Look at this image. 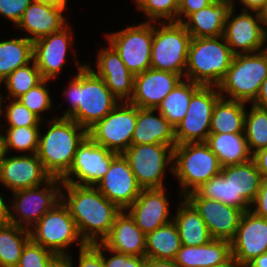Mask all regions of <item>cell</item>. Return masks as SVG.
<instances>
[{
    "instance_id": "6da1fadb",
    "label": "cell",
    "mask_w": 267,
    "mask_h": 267,
    "mask_svg": "<svg viewBox=\"0 0 267 267\" xmlns=\"http://www.w3.org/2000/svg\"><path fill=\"white\" fill-rule=\"evenodd\" d=\"M62 189L66 193L61 191V201L75 220L81 238L86 244L101 242L122 210L94 186L63 183Z\"/></svg>"
},
{
    "instance_id": "7a4b0ae2",
    "label": "cell",
    "mask_w": 267,
    "mask_h": 267,
    "mask_svg": "<svg viewBox=\"0 0 267 267\" xmlns=\"http://www.w3.org/2000/svg\"><path fill=\"white\" fill-rule=\"evenodd\" d=\"M77 74L69 81L63 95L70 107L61 117H68L87 130L103 119L120 102L86 64L76 62Z\"/></svg>"
},
{
    "instance_id": "3957f363",
    "label": "cell",
    "mask_w": 267,
    "mask_h": 267,
    "mask_svg": "<svg viewBox=\"0 0 267 267\" xmlns=\"http://www.w3.org/2000/svg\"><path fill=\"white\" fill-rule=\"evenodd\" d=\"M49 128L39 134L37 156L45 171L61 179L72 165L78 146L88 136V130L68 117L47 121Z\"/></svg>"
},
{
    "instance_id": "277c9868",
    "label": "cell",
    "mask_w": 267,
    "mask_h": 267,
    "mask_svg": "<svg viewBox=\"0 0 267 267\" xmlns=\"http://www.w3.org/2000/svg\"><path fill=\"white\" fill-rule=\"evenodd\" d=\"M234 54L224 36L191 38L185 79L201 86H217L231 66Z\"/></svg>"
},
{
    "instance_id": "5b68a950",
    "label": "cell",
    "mask_w": 267,
    "mask_h": 267,
    "mask_svg": "<svg viewBox=\"0 0 267 267\" xmlns=\"http://www.w3.org/2000/svg\"><path fill=\"white\" fill-rule=\"evenodd\" d=\"M267 77V52L234 55L231 66L217 86L221 97L253 103Z\"/></svg>"
},
{
    "instance_id": "8992f818",
    "label": "cell",
    "mask_w": 267,
    "mask_h": 267,
    "mask_svg": "<svg viewBox=\"0 0 267 267\" xmlns=\"http://www.w3.org/2000/svg\"><path fill=\"white\" fill-rule=\"evenodd\" d=\"M218 157L205 142L176 144L173 148V174L181 186L180 197L194 192L221 172Z\"/></svg>"
},
{
    "instance_id": "52a82bcc",
    "label": "cell",
    "mask_w": 267,
    "mask_h": 267,
    "mask_svg": "<svg viewBox=\"0 0 267 267\" xmlns=\"http://www.w3.org/2000/svg\"><path fill=\"white\" fill-rule=\"evenodd\" d=\"M158 26V27H157ZM191 35L182 23L154 22L151 68L185 77Z\"/></svg>"
},
{
    "instance_id": "ba28073f",
    "label": "cell",
    "mask_w": 267,
    "mask_h": 267,
    "mask_svg": "<svg viewBox=\"0 0 267 267\" xmlns=\"http://www.w3.org/2000/svg\"><path fill=\"white\" fill-rule=\"evenodd\" d=\"M62 185L59 178L51 177L40 186L13 192L14 203L7 206V222L28 230L32 228L44 214L61 202Z\"/></svg>"
},
{
    "instance_id": "9c48e42d",
    "label": "cell",
    "mask_w": 267,
    "mask_h": 267,
    "mask_svg": "<svg viewBox=\"0 0 267 267\" xmlns=\"http://www.w3.org/2000/svg\"><path fill=\"white\" fill-rule=\"evenodd\" d=\"M29 233L33 242L54 252L59 258L70 254L67 250L76 241L79 243V249L87 245L78 232L75 220L62 201L44 214L29 229Z\"/></svg>"
},
{
    "instance_id": "30bf717a",
    "label": "cell",
    "mask_w": 267,
    "mask_h": 267,
    "mask_svg": "<svg viewBox=\"0 0 267 267\" xmlns=\"http://www.w3.org/2000/svg\"><path fill=\"white\" fill-rule=\"evenodd\" d=\"M142 189L164 188V175L173 172V148L162 144L131 145L123 153Z\"/></svg>"
},
{
    "instance_id": "8fae6325",
    "label": "cell",
    "mask_w": 267,
    "mask_h": 267,
    "mask_svg": "<svg viewBox=\"0 0 267 267\" xmlns=\"http://www.w3.org/2000/svg\"><path fill=\"white\" fill-rule=\"evenodd\" d=\"M154 24L142 22L108 34L106 40L135 76L151 68Z\"/></svg>"
},
{
    "instance_id": "7c38bea8",
    "label": "cell",
    "mask_w": 267,
    "mask_h": 267,
    "mask_svg": "<svg viewBox=\"0 0 267 267\" xmlns=\"http://www.w3.org/2000/svg\"><path fill=\"white\" fill-rule=\"evenodd\" d=\"M137 121V106L129 102L118 105L88 129V136L100 146L123 153L131 146Z\"/></svg>"
},
{
    "instance_id": "4fadbf2b",
    "label": "cell",
    "mask_w": 267,
    "mask_h": 267,
    "mask_svg": "<svg viewBox=\"0 0 267 267\" xmlns=\"http://www.w3.org/2000/svg\"><path fill=\"white\" fill-rule=\"evenodd\" d=\"M214 86H201L191 97L186 115L175 128L177 144L205 142L216 102L221 98Z\"/></svg>"
},
{
    "instance_id": "5bb4252c",
    "label": "cell",
    "mask_w": 267,
    "mask_h": 267,
    "mask_svg": "<svg viewBox=\"0 0 267 267\" xmlns=\"http://www.w3.org/2000/svg\"><path fill=\"white\" fill-rule=\"evenodd\" d=\"M116 154L87 136L78 146L68 172L60 180L63 183L95 187L107 174L110 163Z\"/></svg>"
},
{
    "instance_id": "9a60e30c",
    "label": "cell",
    "mask_w": 267,
    "mask_h": 267,
    "mask_svg": "<svg viewBox=\"0 0 267 267\" xmlns=\"http://www.w3.org/2000/svg\"><path fill=\"white\" fill-rule=\"evenodd\" d=\"M234 10L235 8L229 15L223 34L233 54L254 53L264 50L265 22L262 13L242 10L235 16Z\"/></svg>"
},
{
    "instance_id": "2e32d148",
    "label": "cell",
    "mask_w": 267,
    "mask_h": 267,
    "mask_svg": "<svg viewBox=\"0 0 267 267\" xmlns=\"http://www.w3.org/2000/svg\"><path fill=\"white\" fill-rule=\"evenodd\" d=\"M95 187L121 210H126L142 190L122 153L113 157L107 174Z\"/></svg>"
},
{
    "instance_id": "e0dca14e",
    "label": "cell",
    "mask_w": 267,
    "mask_h": 267,
    "mask_svg": "<svg viewBox=\"0 0 267 267\" xmlns=\"http://www.w3.org/2000/svg\"><path fill=\"white\" fill-rule=\"evenodd\" d=\"M230 243L232 255L246 267L256 257L267 253V219L250 210L244 212Z\"/></svg>"
},
{
    "instance_id": "ac0fdd59",
    "label": "cell",
    "mask_w": 267,
    "mask_h": 267,
    "mask_svg": "<svg viewBox=\"0 0 267 267\" xmlns=\"http://www.w3.org/2000/svg\"><path fill=\"white\" fill-rule=\"evenodd\" d=\"M50 178L37 154L26 153L10 157L6 154L0 164V183L12 193L40 186Z\"/></svg>"
},
{
    "instance_id": "d6986e66",
    "label": "cell",
    "mask_w": 267,
    "mask_h": 267,
    "mask_svg": "<svg viewBox=\"0 0 267 267\" xmlns=\"http://www.w3.org/2000/svg\"><path fill=\"white\" fill-rule=\"evenodd\" d=\"M185 198L199 212L213 239L231 241L237 231L242 210L217 200L200 197L195 191Z\"/></svg>"
},
{
    "instance_id": "ffe728a7",
    "label": "cell",
    "mask_w": 267,
    "mask_h": 267,
    "mask_svg": "<svg viewBox=\"0 0 267 267\" xmlns=\"http://www.w3.org/2000/svg\"><path fill=\"white\" fill-rule=\"evenodd\" d=\"M69 26L33 42V60L45 80L57 77L66 63L67 50L74 43Z\"/></svg>"
},
{
    "instance_id": "44dd1931",
    "label": "cell",
    "mask_w": 267,
    "mask_h": 267,
    "mask_svg": "<svg viewBox=\"0 0 267 267\" xmlns=\"http://www.w3.org/2000/svg\"><path fill=\"white\" fill-rule=\"evenodd\" d=\"M169 204L165 188L142 189L126 211L146 235L173 220V217L170 218Z\"/></svg>"
},
{
    "instance_id": "7402d4cb",
    "label": "cell",
    "mask_w": 267,
    "mask_h": 267,
    "mask_svg": "<svg viewBox=\"0 0 267 267\" xmlns=\"http://www.w3.org/2000/svg\"><path fill=\"white\" fill-rule=\"evenodd\" d=\"M183 79L169 71L149 68L134 77V91L129 103L143 109H157L162 100Z\"/></svg>"
},
{
    "instance_id": "603a6c76",
    "label": "cell",
    "mask_w": 267,
    "mask_h": 267,
    "mask_svg": "<svg viewBox=\"0 0 267 267\" xmlns=\"http://www.w3.org/2000/svg\"><path fill=\"white\" fill-rule=\"evenodd\" d=\"M97 71L86 65L100 78L120 102H129L134 91V75L127 69L119 54L108 44L101 48L96 59Z\"/></svg>"
},
{
    "instance_id": "cb8c5ba5",
    "label": "cell",
    "mask_w": 267,
    "mask_h": 267,
    "mask_svg": "<svg viewBox=\"0 0 267 267\" xmlns=\"http://www.w3.org/2000/svg\"><path fill=\"white\" fill-rule=\"evenodd\" d=\"M220 174L231 183L232 207L243 212L250 210L262 179L255 160L223 166Z\"/></svg>"
},
{
    "instance_id": "d4e9b609",
    "label": "cell",
    "mask_w": 267,
    "mask_h": 267,
    "mask_svg": "<svg viewBox=\"0 0 267 267\" xmlns=\"http://www.w3.org/2000/svg\"><path fill=\"white\" fill-rule=\"evenodd\" d=\"M65 10L47 3L31 2L16 25L32 42L61 30L68 22Z\"/></svg>"
},
{
    "instance_id": "484cf974",
    "label": "cell",
    "mask_w": 267,
    "mask_h": 267,
    "mask_svg": "<svg viewBox=\"0 0 267 267\" xmlns=\"http://www.w3.org/2000/svg\"><path fill=\"white\" fill-rule=\"evenodd\" d=\"M145 239L146 235L136 226L134 219L126 210H122L116 216L109 234L101 243L108 250L145 257Z\"/></svg>"
},
{
    "instance_id": "4316f807",
    "label": "cell",
    "mask_w": 267,
    "mask_h": 267,
    "mask_svg": "<svg viewBox=\"0 0 267 267\" xmlns=\"http://www.w3.org/2000/svg\"><path fill=\"white\" fill-rule=\"evenodd\" d=\"M157 112L158 116L154 115ZM162 144L172 148L177 144L175 128L156 109L137 107V121L131 145Z\"/></svg>"
},
{
    "instance_id": "83f0119b",
    "label": "cell",
    "mask_w": 267,
    "mask_h": 267,
    "mask_svg": "<svg viewBox=\"0 0 267 267\" xmlns=\"http://www.w3.org/2000/svg\"><path fill=\"white\" fill-rule=\"evenodd\" d=\"M233 9L232 2H212L205 8L192 13L182 24L191 38L220 37Z\"/></svg>"
},
{
    "instance_id": "f1b7e54d",
    "label": "cell",
    "mask_w": 267,
    "mask_h": 267,
    "mask_svg": "<svg viewBox=\"0 0 267 267\" xmlns=\"http://www.w3.org/2000/svg\"><path fill=\"white\" fill-rule=\"evenodd\" d=\"M231 255L230 241L212 239L202 246L181 245L174 261L179 267H213Z\"/></svg>"
},
{
    "instance_id": "f546056e",
    "label": "cell",
    "mask_w": 267,
    "mask_h": 267,
    "mask_svg": "<svg viewBox=\"0 0 267 267\" xmlns=\"http://www.w3.org/2000/svg\"><path fill=\"white\" fill-rule=\"evenodd\" d=\"M181 200L173 216L181 245L202 246L209 243L213 238L199 212L185 197Z\"/></svg>"
},
{
    "instance_id": "4dcf8cb0",
    "label": "cell",
    "mask_w": 267,
    "mask_h": 267,
    "mask_svg": "<svg viewBox=\"0 0 267 267\" xmlns=\"http://www.w3.org/2000/svg\"><path fill=\"white\" fill-rule=\"evenodd\" d=\"M205 143L218 157L220 165H234L253 158L244 132L210 133Z\"/></svg>"
},
{
    "instance_id": "1f68e13d",
    "label": "cell",
    "mask_w": 267,
    "mask_h": 267,
    "mask_svg": "<svg viewBox=\"0 0 267 267\" xmlns=\"http://www.w3.org/2000/svg\"><path fill=\"white\" fill-rule=\"evenodd\" d=\"M247 103L221 97L215 104L210 133L244 132Z\"/></svg>"
},
{
    "instance_id": "d6a6232c",
    "label": "cell",
    "mask_w": 267,
    "mask_h": 267,
    "mask_svg": "<svg viewBox=\"0 0 267 267\" xmlns=\"http://www.w3.org/2000/svg\"><path fill=\"white\" fill-rule=\"evenodd\" d=\"M145 257L174 260L180 250L181 241L174 221L146 234Z\"/></svg>"
},
{
    "instance_id": "836d02e7",
    "label": "cell",
    "mask_w": 267,
    "mask_h": 267,
    "mask_svg": "<svg viewBox=\"0 0 267 267\" xmlns=\"http://www.w3.org/2000/svg\"><path fill=\"white\" fill-rule=\"evenodd\" d=\"M200 87L201 85L183 78L175 88L166 95L156 110L176 128L187 113L192 95Z\"/></svg>"
},
{
    "instance_id": "e575fe53",
    "label": "cell",
    "mask_w": 267,
    "mask_h": 267,
    "mask_svg": "<svg viewBox=\"0 0 267 267\" xmlns=\"http://www.w3.org/2000/svg\"><path fill=\"white\" fill-rule=\"evenodd\" d=\"M33 42L25 36L0 41V83L17 68L33 61Z\"/></svg>"
},
{
    "instance_id": "d590c367",
    "label": "cell",
    "mask_w": 267,
    "mask_h": 267,
    "mask_svg": "<svg viewBox=\"0 0 267 267\" xmlns=\"http://www.w3.org/2000/svg\"><path fill=\"white\" fill-rule=\"evenodd\" d=\"M29 240L28 229L9 222L0 224V267H17Z\"/></svg>"
},
{
    "instance_id": "8d00e7d4",
    "label": "cell",
    "mask_w": 267,
    "mask_h": 267,
    "mask_svg": "<svg viewBox=\"0 0 267 267\" xmlns=\"http://www.w3.org/2000/svg\"><path fill=\"white\" fill-rule=\"evenodd\" d=\"M244 133L252 155L267 148V108L252 103L250 111L246 109Z\"/></svg>"
},
{
    "instance_id": "74e56055",
    "label": "cell",
    "mask_w": 267,
    "mask_h": 267,
    "mask_svg": "<svg viewBox=\"0 0 267 267\" xmlns=\"http://www.w3.org/2000/svg\"><path fill=\"white\" fill-rule=\"evenodd\" d=\"M43 80L41 72L33 60L27 65L17 68L0 84L6 87L8 92L6 98L17 99Z\"/></svg>"
},
{
    "instance_id": "f35d334b",
    "label": "cell",
    "mask_w": 267,
    "mask_h": 267,
    "mask_svg": "<svg viewBox=\"0 0 267 267\" xmlns=\"http://www.w3.org/2000/svg\"><path fill=\"white\" fill-rule=\"evenodd\" d=\"M7 130V131H6ZM6 135L3 134L5 140V149L7 155L10 156V150L21 151L19 154H37L39 146L40 127H8Z\"/></svg>"
},
{
    "instance_id": "ab89813d",
    "label": "cell",
    "mask_w": 267,
    "mask_h": 267,
    "mask_svg": "<svg viewBox=\"0 0 267 267\" xmlns=\"http://www.w3.org/2000/svg\"><path fill=\"white\" fill-rule=\"evenodd\" d=\"M179 0H145L137 9L148 17V22H177Z\"/></svg>"
},
{
    "instance_id": "60d3db41",
    "label": "cell",
    "mask_w": 267,
    "mask_h": 267,
    "mask_svg": "<svg viewBox=\"0 0 267 267\" xmlns=\"http://www.w3.org/2000/svg\"><path fill=\"white\" fill-rule=\"evenodd\" d=\"M51 80H43L34 88L30 89L27 93L17 98L24 106H26L31 112L36 114L42 121V115L53 107L50 97V91L47 88L48 83Z\"/></svg>"
},
{
    "instance_id": "b9f144b4",
    "label": "cell",
    "mask_w": 267,
    "mask_h": 267,
    "mask_svg": "<svg viewBox=\"0 0 267 267\" xmlns=\"http://www.w3.org/2000/svg\"><path fill=\"white\" fill-rule=\"evenodd\" d=\"M59 257L31 239L23 248L17 267H52Z\"/></svg>"
},
{
    "instance_id": "7bdbcfd3",
    "label": "cell",
    "mask_w": 267,
    "mask_h": 267,
    "mask_svg": "<svg viewBox=\"0 0 267 267\" xmlns=\"http://www.w3.org/2000/svg\"><path fill=\"white\" fill-rule=\"evenodd\" d=\"M195 192L202 198L217 200L225 205L232 206L231 183L220 173L202 184Z\"/></svg>"
},
{
    "instance_id": "ee69618b",
    "label": "cell",
    "mask_w": 267,
    "mask_h": 267,
    "mask_svg": "<svg viewBox=\"0 0 267 267\" xmlns=\"http://www.w3.org/2000/svg\"><path fill=\"white\" fill-rule=\"evenodd\" d=\"M2 117H5L9 127H40L43 121L17 99L8 102ZM6 112V113H5Z\"/></svg>"
},
{
    "instance_id": "f6af8a7d",
    "label": "cell",
    "mask_w": 267,
    "mask_h": 267,
    "mask_svg": "<svg viewBox=\"0 0 267 267\" xmlns=\"http://www.w3.org/2000/svg\"><path fill=\"white\" fill-rule=\"evenodd\" d=\"M63 259L74 267L71 254ZM78 267H104L102 260V243L87 244L84 248L79 249Z\"/></svg>"
},
{
    "instance_id": "bcb514c9",
    "label": "cell",
    "mask_w": 267,
    "mask_h": 267,
    "mask_svg": "<svg viewBox=\"0 0 267 267\" xmlns=\"http://www.w3.org/2000/svg\"><path fill=\"white\" fill-rule=\"evenodd\" d=\"M103 251L111 254L108 258ZM114 254V255H112ZM102 260L104 267H143L145 263V257H139L134 255L122 254L113 250H108L102 244Z\"/></svg>"
},
{
    "instance_id": "7dc6e473",
    "label": "cell",
    "mask_w": 267,
    "mask_h": 267,
    "mask_svg": "<svg viewBox=\"0 0 267 267\" xmlns=\"http://www.w3.org/2000/svg\"><path fill=\"white\" fill-rule=\"evenodd\" d=\"M31 2L32 0H0V15L17 25Z\"/></svg>"
},
{
    "instance_id": "c3c4849f",
    "label": "cell",
    "mask_w": 267,
    "mask_h": 267,
    "mask_svg": "<svg viewBox=\"0 0 267 267\" xmlns=\"http://www.w3.org/2000/svg\"><path fill=\"white\" fill-rule=\"evenodd\" d=\"M211 0H179L177 22L183 23L192 13L207 7Z\"/></svg>"
},
{
    "instance_id": "681fc988",
    "label": "cell",
    "mask_w": 267,
    "mask_h": 267,
    "mask_svg": "<svg viewBox=\"0 0 267 267\" xmlns=\"http://www.w3.org/2000/svg\"><path fill=\"white\" fill-rule=\"evenodd\" d=\"M250 211L259 217L267 219V177H262L260 189L251 205Z\"/></svg>"
},
{
    "instance_id": "f907efd6",
    "label": "cell",
    "mask_w": 267,
    "mask_h": 267,
    "mask_svg": "<svg viewBox=\"0 0 267 267\" xmlns=\"http://www.w3.org/2000/svg\"><path fill=\"white\" fill-rule=\"evenodd\" d=\"M232 2L234 8V0H230ZM241 4L245 7L242 8L244 11H255L259 13H263L267 6V0H240Z\"/></svg>"
},
{
    "instance_id": "816d5d0a",
    "label": "cell",
    "mask_w": 267,
    "mask_h": 267,
    "mask_svg": "<svg viewBox=\"0 0 267 267\" xmlns=\"http://www.w3.org/2000/svg\"><path fill=\"white\" fill-rule=\"evenodd\" d=\"M262 177H267V148L259 150L253 155Z\"/></svg>"
},
{
    "instance_id": "f5cc1de1",
    "label": "cell",
    "mask_w": 267,
    "mask_h": 267,
    "mask_svg": "<svg viewBox=\"0 0 267 267\" xmlns=\"http://www.w3.org/2000/svg\"><path fill=\"white\" fill-rule=\"evenodd\" d=\"M143 267H179L174 260L154 259L145 257Z\"/></svg>"
},
{
    "instance_id": "db71d44e",
    "label": "cell",
    "mask_w": 267,
    "mask_h": 267,
    "mask_svg": "<svg viewBox=\"0 0 267 267\" xmlns=\"http://www.w3.org/2000/svg\"><path fill=\"white\" fill-rule=\"evenodd\" d=\"M253 104L262 108H267V77L263 81L260 92Z\"/></svg>"
},
{
    "instance_id": "11a10c76",
    "label": "cell",
    "mask_w": 267,
    "mask_h": 267,
    "mask_svg": "<svg viewBox=\"0 0 267 267\" xmlns=\"http://www.w3.org/2000/svg\"><path fill=\"white\" fill-rule=\"evenodd\" d=\"M9 204L6 202L5 198L0 194V224L7 222V206Z\"/></svg>"
},
{
    "instance_id": "9f6ffc18",
    "label": "cell",
    "mask_w": 267,
    "mask_h": 267,
    "mask_svg": "<svg viewBox=\"0 0 267 267\" xmlns=\"http://www.w3.org/2000/svg\"><path fill=\"white\" fill-rule=\"evenodd\" d=\"M246 267H267V253L256 257Z\"/></svg>"
},
{
    "instance_id": "6f0895ef",
    "label": "cell",
    "mask_w": 267,
    "mask_h": 267,
    "mask_svg": "<svg viewBox=\"0 0 267 267\" xmlns=\"http://www.w3.org/2000/svg\"><path fill=\"white\" fill-rule=\"evenodd\" d=\"M213 267H244V266L233 255H231L227 260Z\"/></svg>"
},
{
    "instance_id": "680465c9",
    "label": "cell",
    "mask_w": 267,
    "mask_h": 267,
    "mask_svg": "<svg viewBox=\"0 0 267 267\" xmlns=\"http://www.w3.org/2000/svg\"><path fill=\"white\" fill-rule=\"evenodd\" d=\"M33 2H40V3H47V4H51L57 7H60L62 9H66L67 8V1L68 0H32Z\"/></svg>"
},
{
    "instance_id": "91938a15",
    "label": "cell",
    "mask_w": 267,
    "mask_h": 267,
    "mask_svg": "<svg viewBox=\"0 0 267 267\" xmlns=\"http://www.w3.org/2000/svg\"><path fill=\"white\" fill-rule=\"evenodd\" d=\"M6 154L7 153H6V149H5L4 136H3V133L1 134V132H0V164L4 160Z\"/></svg>"
},
{
    "instance_id": "94428289",
    "label": "cell",
    "mask_w": 267,
    "mask_h": 267,
    "mask_svg": "<svg viewBox=\"0 0 267 267\" xmlns=\"http://www.w3.org/2000/svg\"><path fill=\"white\" fill-rule=\"evenodd\" d=\"M52 267H70V265L63 258H59Z\"/></svg>"
},
{
    "instance_id": "6125c7cd",
    "label": "cell",
    "mask_w": 267,
    "mask_h": 267,
    "mask_svg": "<svg viewBox=\"0 0 267 267\" xmlns=\"http://www.w3.org/2000/svg\"><path fill=\"white\" fill-rule=\"evenodd\" d=\"M0 85H1V84H0ZM2 95H3V94L0 92V117H1V118H2V110L4 109V108H2V106H3V104H4V103H3V102H4V101H3V100H4V99H3L4 96H2Z\"/></svg>"
},
{
    "instance_id": "be15d7a7",
    "label": "cell",
    "mask_w": 267,
    "mask_h": 267,
    "mask_svg": "<svg viewBox=\"0 0 267 267\" xmlns=\"http://www.w3.org/2000/svg\"><path fill=\"white\" fill-rule=\"evenodd\" d=\"M262 17L264 19V22L267 23V6H266V9L262 13Z\"/></svg>"
},
{
    "instance_id": "e7e4bbea",
    "label": "cell",
    "mask_w": 267,
    "mask_h": 267,
    "mask_svg": "<svg viewBox=\"0 0 267 267\" xmlns=\"http://www.w3.org/2000/svg\"><path fill=\"white\" fill-rule=\"evenodd\" d=\"M265 26H267V23H265ZM265 43L267 42V29L265 27ZM264 50L267 52V45L264 47Z\"/></svg>"
},
{
    "instance_id": "03108f58",
    "label": "cell",
    "mask_w": 267,
    "mask_h": 267,
    "mask_svg": "<svg viewBox=\"0 0 267 267\" xmlns=\"http://www.w3.org/2000/svg\"><path fill=\"white\" fill-rule=\"evenodd\" d=\"M134 1V0H133ZM145 0H135L136 7L138 8Z\"/></svg>"
},
{
    "instance_id": "003e7915",
    "label": "cell",
    "mask_w": 267,
    "mask_h": 267,
    "mask_svg": "<svg viewBox=\"0 0 267 267\" xmlns=\"http://www.w3.org/2000/svg\"><path fill=\"white\" fill-rule=\"evenodd\" d=\"M212 2H217V3H223V2H226V1H229V0H211Z\"/></svg>"
}]
</instances>
